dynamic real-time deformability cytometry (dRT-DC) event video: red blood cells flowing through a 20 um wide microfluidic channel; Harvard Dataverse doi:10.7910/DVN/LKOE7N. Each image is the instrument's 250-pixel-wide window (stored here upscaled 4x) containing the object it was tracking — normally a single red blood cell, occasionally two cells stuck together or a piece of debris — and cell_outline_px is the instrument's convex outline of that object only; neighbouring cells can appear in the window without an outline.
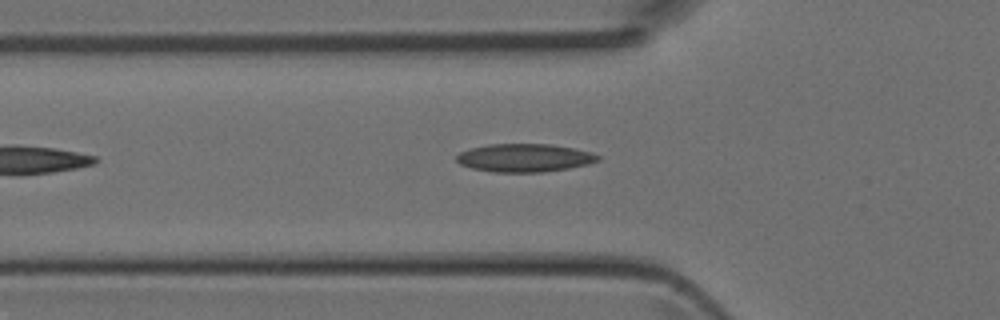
{"species": "Egyptian fruit bat (a non-hibernating species)", "species_latin": "Rousettus aegyptiacus", "temperature_condition": "room temperature", "stored_images_in_passage": 3, "camera_frame_rate_fps": 3000, "um_per_image_px": 0.085, "animal": {"sex": "female"}, "frame": {"image": 1, "passage_image": 3, "time_ms": 0.667, "image_size_px": [1000, 320], "cell_outline_px": [[600, 160], [588, 164], [568, 168], [544, 172], [492, 172], [472, 168], [460, 164], [456, 160], [456, 156], [460, 152], [472, 148], [488, 144], [552, 144], [592, 152], [600, 156]], "centroid_in_image_um": [44.59, 13.42], "position_along_channel_um": 81.2, "area_um2": 23.18}}